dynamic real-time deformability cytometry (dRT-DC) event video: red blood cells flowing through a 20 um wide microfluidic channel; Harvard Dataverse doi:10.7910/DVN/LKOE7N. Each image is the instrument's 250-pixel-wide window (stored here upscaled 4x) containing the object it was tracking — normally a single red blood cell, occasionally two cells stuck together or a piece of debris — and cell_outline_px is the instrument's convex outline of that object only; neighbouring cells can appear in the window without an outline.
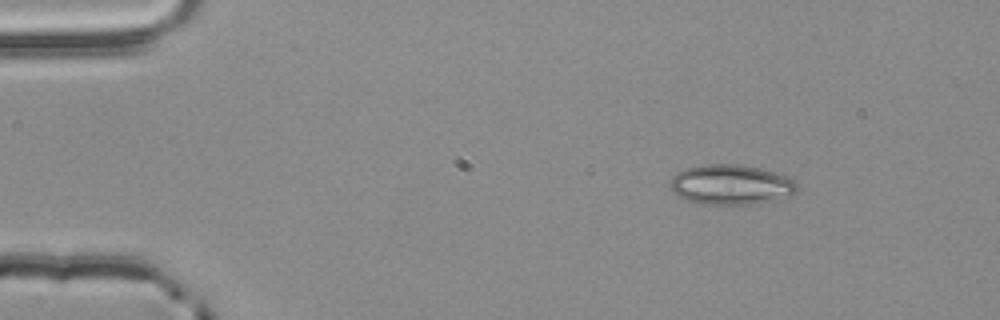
{"species": "common noctule bat (a hibernating species)", "species_latin": "Nyctalus noctula", "temperature_condition": "room temperature", "stored_images_in_passage": 2, "camera_frame_rate_fps": 3000, "um_per_image_px": 0.085, "animal": {"sex": "male", "body_mass_g": 20.4}, "frame": {"image": 1, "passage_image": 1, "time_ms": 0.0, "image_size_px": [1000, 320], "cell_outline_px": [[796, 192], [788, 196], [760, 204], [700, 204], [676, 196], [668, 188], [672, 176], [676, 172], [684, 168], [704, 164], [744, 164], [760, 168], [788, 176], [796, 184]], "centroid_in_image_um": [62.08, 15.69], "position_along_channel_um": 22.9, "area_um2": 30.0}}